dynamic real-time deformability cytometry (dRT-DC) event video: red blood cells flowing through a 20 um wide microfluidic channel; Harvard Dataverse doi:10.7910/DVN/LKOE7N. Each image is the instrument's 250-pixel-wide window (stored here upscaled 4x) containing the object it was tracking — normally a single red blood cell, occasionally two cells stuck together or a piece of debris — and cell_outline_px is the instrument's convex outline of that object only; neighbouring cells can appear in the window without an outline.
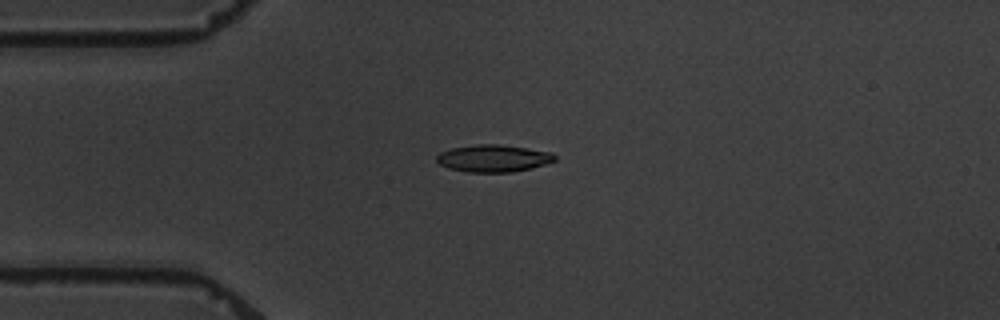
{"species": "common noctule bat (a hibernating species)", "species_latin": "Nyctalus noctula", "temperature_condition": "warm", "stored_images_in_passage": 4, "camera_frame_rate_fps": 3000, "um_per_image_px": 0.085, "animal": {"sex": "male", "body_mass_g": 19.5, "forearm_length_mm": 54.6}, "frame": {"image": 1, "passage_image": 4, "time_ms": 3.667, "image_size_px": [1000, 320], "cell_outline_px": [[556, 160], [532, 168], [512, 172], [464, 172], [448, 168], [440, 164], [436, 160], [436, 156], [440, 152], [452, 148], [476, 144], [500, 144], [552, 152], [556, 156]], "centroid_in_image_um": [41.92, 13.46], "position_along_channel_um": 43.1, "area_um2": 18.79}}